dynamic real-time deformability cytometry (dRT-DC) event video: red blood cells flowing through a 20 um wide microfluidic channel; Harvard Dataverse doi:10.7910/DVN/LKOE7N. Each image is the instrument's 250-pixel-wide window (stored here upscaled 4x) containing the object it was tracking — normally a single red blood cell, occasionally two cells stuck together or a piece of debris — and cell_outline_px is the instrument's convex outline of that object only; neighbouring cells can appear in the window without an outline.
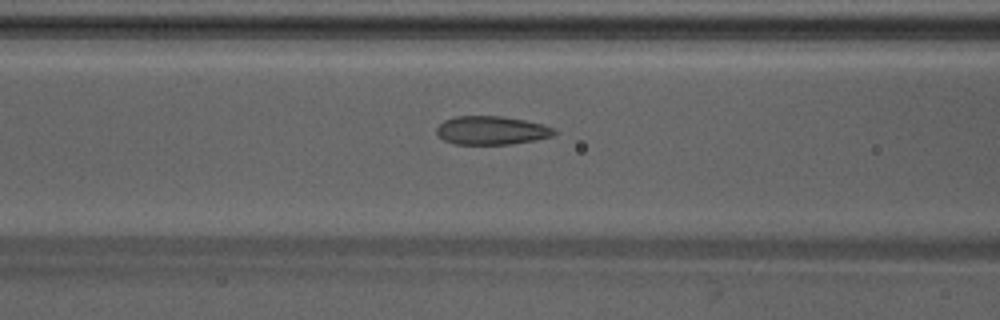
{"species": "Egyptian fruit bat (a non-hibernating species)", "species_latin": "Rousettus aegyptiacus", "temperature_condition": "warm", "stored_images_in_passage": 41, "camera_frame_rate_fps": 3000, "um_per_image_px": 0.085, "animal": {"sex": "male"}, "frame": {"image": 1, "passage_image": 12, "time_ms": 3.667, "image_size_px": [1000, 320], "cell_outline_px": [[556, 132], [552, 136], [536, 140], [512, 144], [456, 144], [444, 140], [436, 132], [436, 128], [444, 120], [456, 116], [500, 116], [524, 120], [544, 124], [552, 128]], "centroid_in_image_um": [41.78, 11.08], "position_along_channel_um": 124.8, "area_um2": 19.48}}
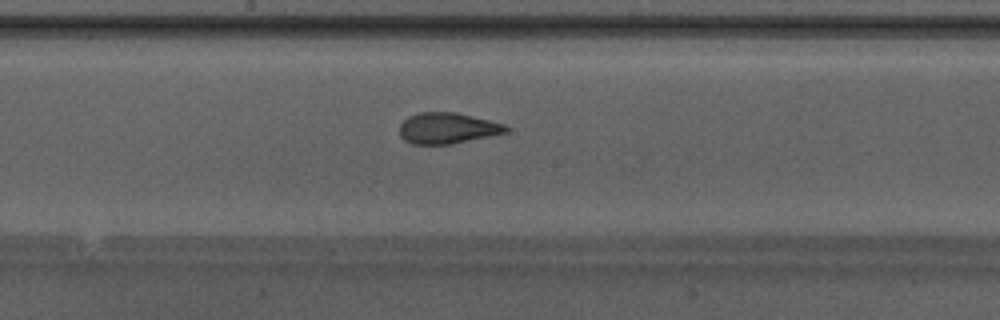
{"frame": {"image": 2, "passage_image": 18, "time_ms": 5.667, "image_size_px": [1000, 320], "cell_outline_px": [[508, 132], [452, 144], [412, 144], [404, 140], [400, 136], [400, 124], [408, 116], [420, 112], [456, 112], [504, 124], [508, 128]], "centroid_in_image_um": [38.0, 10.9], "position_along_channel_um": 210.2, "area_um2": 19.13}}
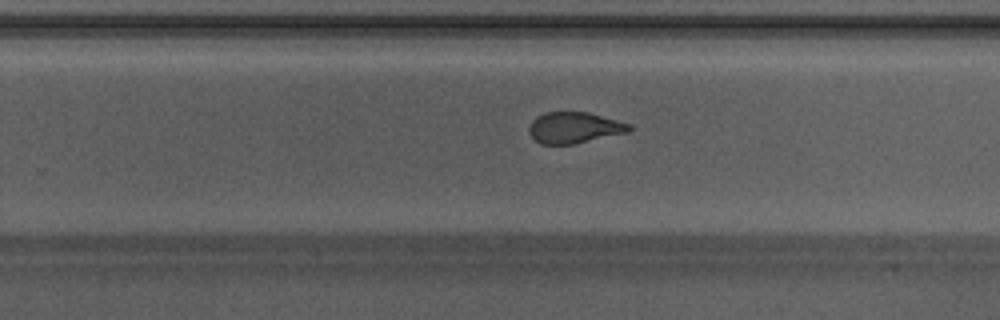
{"frame": {"image": 3, "passage_image": 23, "time_ms": 7.333, "image_size_px": [1000, 320], "cell_outline_px": [[632, 128], [628, 132], [572, 144], [540, 144], [528, 132], [528, 128], [532, 120], [536, 116], [544, 112], [588, 112], [632, 124]], "centroid_in_image_um": [48.8, 10.84], "position_along_channel_um": 281.0, "area_um2": 18.15}}